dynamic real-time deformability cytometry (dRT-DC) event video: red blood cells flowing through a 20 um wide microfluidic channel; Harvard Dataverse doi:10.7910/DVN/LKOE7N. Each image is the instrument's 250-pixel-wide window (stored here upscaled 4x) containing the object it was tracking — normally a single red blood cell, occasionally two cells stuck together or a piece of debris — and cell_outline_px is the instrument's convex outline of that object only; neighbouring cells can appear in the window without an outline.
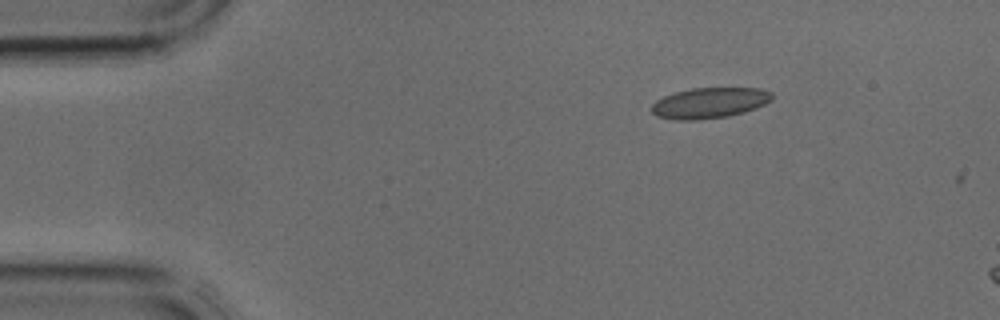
{"species": "common noctule bat (a hibernating species)", "species_latin": "Nyctalus noctula", "temperature_condition": "cold", "stored_images_in_passage": 3, "camera_frame_rate_fps": 3000, "um_per_image_px": 0.085, "animal": {"sex": "male", "body_mass_g": 17.9, "forearm_length_mm": 54.2}, "frame": {"image": 1, "passage_image": 1, "time_ms": 0.0, "image_size_px": [1000, 320], "cell_outline_px": [[772, 100], [756, 108], [744, 112], [728, 116], [700, 120], [676, 120], [656, 116], [652, 112], [652, 104], [656, 100], [664, 96], [676, 92], [692, 88], [760, 88], [772, 92]], "centroid_in_image_um": [60.31, 8.75], "position_along_channel_um": 24.7, "area_um2": 21.56}}